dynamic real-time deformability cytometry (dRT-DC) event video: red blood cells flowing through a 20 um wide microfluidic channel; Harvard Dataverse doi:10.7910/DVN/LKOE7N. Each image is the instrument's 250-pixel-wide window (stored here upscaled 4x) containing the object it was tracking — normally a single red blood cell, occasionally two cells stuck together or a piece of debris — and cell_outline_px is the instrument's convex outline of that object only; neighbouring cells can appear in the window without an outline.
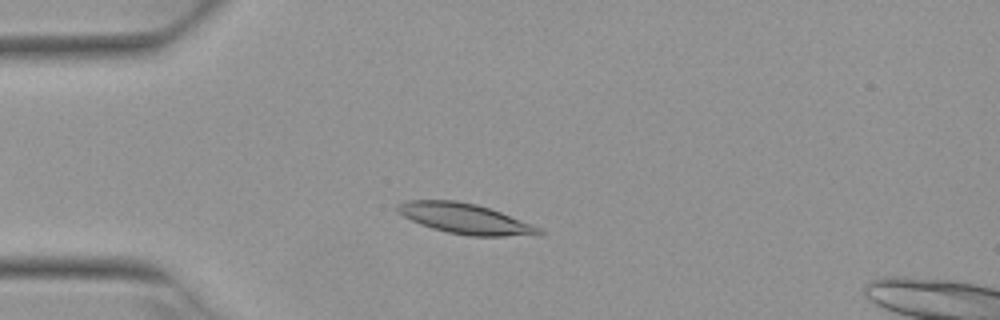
{"species": "Egyptian fruit bat (a non-hibernating species)", "species_latin": "Rousettus aegyptiacus", "temperature_condition": "warm", "stored_images_in_passage": 6, "camera_frame_rate_fps": 3000, "um_per_image_px": 0.085, "animal": {"sex": "female"}, "frame": {"image": 1, "passage_image": 3, "time_ms": 0.667, "image_size_px": [1000, 320], "cell_outline_px": [[544, 232], [540, 236], [468, 236], [448, 232], [432, 228], [420, 224], [396, 212], [396, 204], [408, 200], [456, 200], [476, 204], [500, 212], [532, 224], [540, 228]], "centroid_in_image_um": [39.55, 18.59], "position_along_channel_um": 45.5, "area_um2": 25.09}}
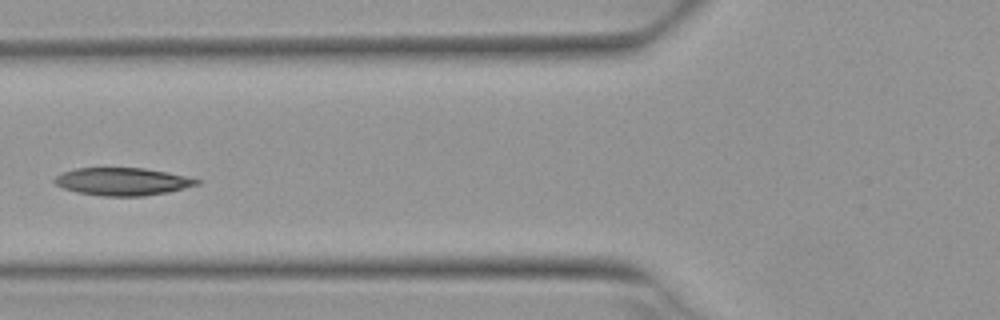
{"frame": {"image": 2, "passage_image": 5, "time_ms": 1.333, "image_size_px": [1000, 320], "cell_outline_px": [[200, 184], [168, 192], [144, 196], [100, 196], [76, 192], [64, 188], [56, 184], [52, 180], [56, 176], [64, 172], [76, 168], [144, 168], [184, 176], [200, 180]], "centroid_in_image_um": [10.38, 15.44], "position_along_channel_um": 115.4, "area_um2": 22.77}}
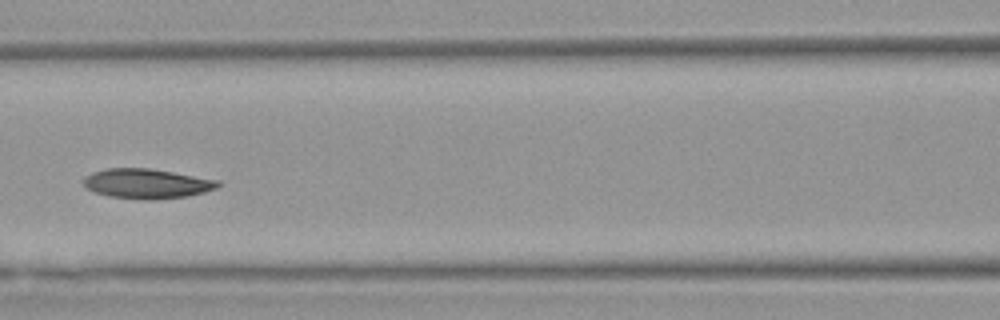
{"frame": {"image": 3, "passage_image": 6, "time_ms": 1.667, "image_size_px": [1000, 320], "cell_outline_px": [[220, 184], [216, 188], [204, 192], [188, 196], [148, 200], [144, 200], [108, 196], [96, 192], [88, 188], [84, 184], [84, 176], [92, 172], [108, 168], [148, 168], [220, 180]], "centroid_in_image_um": [12.48, 15.61], "position_along_channel_um": 154.1, "area_um2": 23.18}}